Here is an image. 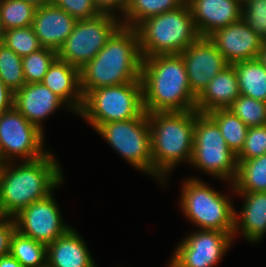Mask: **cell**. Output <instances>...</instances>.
Instances as JSON below:
<instances>
[{
	"mask_svg": "<svg viewBox=\"0 0 266 267\" xmlns=\"http://www.w3.org/2000/svg\"><path fill=\"white\" fill-rule=\"evenodd\" d=\"M142 60L136 28L121 25L97 55L79 69L83 97L100 87L141 81Z\"/></svg>",
	"mask_w": 266,
	"mask_h": 267,
	"instance_id": "obj_1",
	"label": "cell"
},
{
	"mask_svg": "<svg viewBox=\"0 0 266 267\" xmlns=\"http://www.w3.org/2000/svg\"><path fill=\"white\" fill-rule=\"evenodd\" d=\"M141 81L147 113L195 110L197 97L180 54L143 58Z\"/></svg>",
	"mask_w": 266,
	"mask_h": 267,
	"instance_id": "obj_2",
	"label": "cell"
},
{
	"mask_svg": "<svg viewBox=\"0 0 266 267\" xmlns=\"http://www.w3.org/2000/svg\"><path fill=\"white\" fill-rule=\"evenodd\" d=\"M51 154L17 167L5 163L0 170V209L4 216L14 217L33 202L48 197L61 183V169Z\"/></svg>",
	"mask_w": 266,
	"mask_h": 267,
	"instance_id": "obj_3",
	"label": "cell"
},
{
	"mask_svg": "<svg viewBox=\"0 0 266 267\" xmlns=\"http://www.w3.org/2000/svg\"><path fill=\"white\" fill-rule=\"evenodd\" d=\"M147 115L151 132L152 175L163 181L177 163L191 161L195 110L152 112Z\"/></svg>",
	"mask_w": 266,
	"mask_h": 267,
	"instance_id": "obj_4",
	"label": "cell"
},
{
	"mask_svg": "<svg viewBox=\"0 0 266 267\" xmlns=\"http://www.w3.org/2000/svg\"><path fill=\"white\" fill-rule=\"evenodd\" d=\"M136 30L142 58L180 54L201 37L186 1L174 10L145 19Z\"/></svg>",
	"mask_w": 266,
	"mask_h": 267,
	"instance_id": "obj_5",
	"label": "cell"
},
{
	"mask_svg": "<svg viewBox=\"0 0 266 267\" xmlns=\"http://www.w3.org/2000/svg\"><path fill=\"white\" fill-rule=\"evenodd\" d=\"M144 111L142 81H134L89 91L78 114L96 129L107 122L137 118Z\"/></svg>",
	"mask_w": 266,
	"mask_h": 267,
	"instance_id": "obj_6",
	"label": "cell"
},
{
	"mask_svg": "<svg viewBox=\"0 0 266 267\" xmlns=\"http://www.w3.org/2000/svg\"><path fill=\"white\" fill-rule=\"evenodd\" d=\"M181 206L190 221L201 229L227 232L235 237L236 210L229 198L214 191L201 180L190 178L185 181Z\"/></svg>",
	"mask_w": 266,
	"mask_h": 267,
	"instance_id": "obj_7",
	"label": "cell"
},
{
	"mask_svg": "<svg viewBox=\"0 0 266 267\" xmlns=\"http://www.w3.org/2000/svg\"><path fill=\"white\" fill-rule=\"evenodd\" d=\"M195 167L224 180L234 182L237 158L228 148L217 124L207 115L195 110L193 154Z\"/></svg>",
	"mask_w": 266,
	"mask_h": 267,
	"instance_id": "obj_8",
	"label": "cell"
},
{
	"mask_svg": "<svg viewBox=\"0 0 266 267\" xmlns=\"http://www.w3.org/2000/svg\"><path fill=\"white\" fill-rule=\"evenodd\" d=\"M95 130L133 167L152 175L151 132L146 111L130 120L100 124Z\"/></svg>",
	"mask_w": 266,
	"mask_h": 267,
	"instance_id": "obj_9",
	"label": "cell"
},
{
	"mask_svg": "<svg viewBox=\"0 0 266 267\" xmlns=\"http://www.w3.org/2000/svg\"><path fill=\"white\" fill-rule=\"evenodd\" d=\"M121 25L116 15L106 13L77 20L72 33L57 51L58 58L81 69L97 55Z\"/></svg>",
	"mask_w": 266,
	"mask_h": 267,
	"instance_id": "obj_10",
	"label": "cell"
},
{
	"mask_svg": "<svg viewBox=\"0 0 266 267\" xmlns=\"http://www.w3.org/2000/svg\"><path fill=\"white\" fill-rule=\"evenodd\" d=\"M43 134L14 106L0 113V153L5 162H10L16 155L24 157V161H34L47 155L49 152L42 149Z\"/></svg>",
	"mask_w": 266,
	"mask_h": 267,
	"instance_id": "obj_11",
	"label": "cell"
},
{
	"mask_svg": "<svg viewBox=\"0 0 266 267\" xmlns=\"http://www.w3.org/2000/svg\"><path fill=\"white\" fill-rule=\"evenodd\" d=\"M227 232L201 229L179 243L169 267H212L226 253L233 240Z\"/></svg>",
	"mask_w": 266,
	"mask_h": 267,
	"instance_id": "obj_12",
	"label": "cell"
},
{
	"mask_svg": "<svg viewBox=\"0 0 266 267\" xmlns=\"http://www.w3.org/2000/svg\"><path fill=\"white\" fill-rule=\"evenodd\" d=\"M14 219L17 231L46 246L71 228L64 224L53 194L23 208Z\"/></svg>",
	"mask_w": 266,
	"mask_h": 267,
	"instance_id": "obj_13",
	"label": "cell"
},
{
	"mask_svg": "<svg viewBox=\"0 0 266 267\" xmlns=\"http://www.w3.org/2000/svg\"><path fill=\"white\" fill-rule=\"evenodd\" d=\"M192 93L198 97L208 83L229 64L208 37H200L180 53Z\"/></svg>",
	"mask_w": 266,
	"mask_h": 267,
	"instance_id": "obj_14",
	"label": "cell"
},
{
	"mask_svg": "<svg viewBox=\"0 0 266 267\" xmlns=\"http://www.w3.org/2000/svg\"><path fill=\"white\" fill-rule=\"evenodd\" d=\"M228 64L256 59L265 40L257 35L242 19L208 36Z\"/></svg>",
	"mask_w": 266,
	"mask_h": 267,
	"instance_id": "obj_15",
	"label": "cell"
},
{
	"mask_svg": "<svg viewBox=\"0 0 266 267\" xmlns=\"http://www.w3.org/2000/svg\"><path fill=\"white\" fill-rule=\"evenodd\" d=\"M201 37L242 19V0H186Z\"/></svg>",
	"mask_w": 266,
	"mask_h": 267,
	"instance_id": "obj_16",
	"label": "cell"
},
{
	"mask_svg": "<svg viewBox=\"0 0 266 267\" xmlns=\"http://www.w3.org/2000/svg\"><path fill=\"white\" fill-rule=\"evenodd\" d=\"M77 19L50 3L36 7L32 28L43 48L58 51L72 33Z\"/></svg>",
	"mask_w": 266,
	"mask_h": 267,
	"instance_id": "obj_17",
	"label": "cell"
},
{
	"mask_svg": "<svg viewBox=\"0 0 266 267\" xmlns=\"http://www.w3.org/2000/svg\"><path fill=\"white\" fill-rule=\"evenodd\" d=\"M66 103L42 82L26 83L14 92L13 106L33 125L43 131L42 120Z\"/></svg>",
	"mask_w": 266,
	"mask_h": 267,
	"instance_id": "obj_18",
	"label": "cell"
},
{
	"mask_svg": "<svg viewBox=\"0 0 266 267\" xmlns=\"http://www.w3.org/2000/svg\"><path fill=\"white\" fill-rule=\"evenodd\" d=\"M238 77L234 66L229 64L208 83L196 98L195 110L208 114L218 109H228L239 97Z\"/></svg>",
	"mask_w": 266,
	"mask_h": 267,
	"instance_id": "obj_19",
	"label": "cell"
},
{
	"mask_svg": "<svg viewBox=\"0 0 266 267\" xmlns=\"http://www.w3.org/2000/svg\"><path fill=\"white\" fill-rule=\"evenodd\" d=\"M42 83L60 97L68 107L79 113L83 104L80 75L77 67L58 57L50 65Z\"/></svg>",
	"mask_w": 266,
	"mask_h": 267,
	"instance_id": "obj_20",
	"label": "cell"
},
{
	"mask_svg": "<svg viewBox=\"0 0 266 267\" xmlns=\"http://www.w3.org/2000/svg\"><path fill=\"white\" fill-rule=\"evenodd\" d=\"M77 231L70 228L47 246L48 267H97Z\"/></svg>",
	"mask_w": 266,
	"mask_h": 267,
	"instance_id": "obj_21",
	"label": "cell"
},
{
	"mask_svg": "<svg viewBox=\"0 0 266 267\" xmlns=\"http://www.w3.org/2000/svg\"><path fill=\"white\" fill-rule=\"evenodd\" d=\"M237 194L245 196V203L240 211L241 218L235 212L234 235L237 234L238 227H241L243 235L249 242L260 241L266 233V192H238Z\"/></svg>",
	"mask_w": 266,
	"mask_h": 267,
	"instance_id": "obj_22",
	"label": "cell"
},
{
	"mask_svg": "<svg viewBox=\"0 0 266 267\" xmlns=\"http://www.w3.org/2000/svg\"><path fill=\"white\" fill-rule=\"evenodd\" d=\"M238 77L240 95L266 102V68L256 58L232 64Z\"/></svg>",
	"mask_w": 266,
	"mask_h": 267,
	"instance_id": "obj_23",
	"label": "cell"
},
{
	"mask_svg": "<svg viewBox=\"0 0 266 267\" xmlns=\"http://www.w3.org/2000/svg\"><path fill=\"white\" fill-rule=\"evenodd\" d=\"M237 163V176L232 183L234 191L266 192V154Z\"/></svg>",
	"mask_w": 266,
	"mask_h": 267,
	"instance_id": "obj_24",
	"label": "cell"
},
{
	"mask_svg": "<svg viewBox=\"0 0 266 267\" xmlns=\"http://www.w3.org/2000/svg\"><path fill=\"white\" fill-rule=\"evenodd\" d=\"M186 0H128L124 11L123 26L136 28L142 21L152 16L174 10Z\"/></svg>",
	"mask_w": 266,
	"mask_h": 267,
	"instance_id": "obj_25",
	"label": "cell"
},
{
	"mask_svg": "<svg viewBox=\"0 0 266 267\" xmlns=\"http://www.w3.org/2000/svg\"><path fill=\"white\" fill-rule=\"evenodd\" d=\"M219 127L228 148L237 155L243 148L249 127L228 109L207 114Z\"/></svg>",
	"mask_w": 266,
	"mask_h": 267,
	"instance_id": "obj_26",
	"label": "cell"
},
{
	"mask_svg": "<svg viewBox=\"0 0 266 267\" xmlns=\"http://www.w3.org/2000/svg\"><path fill=\"white\" fill-rule=\"evenodd\" d=\"M10 254L24 267L47 265V246L17 230L11 240Z\"/></svg>",
	"mask_w": 266,
	"mask_h": 267,
	"instance_id": "obj_27",
	"label": "cell"
},
{
	"mask_svg": "<svg viewBox=\"0 0 266 267\" xmlns=\"http://www.w3.org/2000/svg\"><path fill=\"white\" fill-rule=\"evenodd\" d=\"M36 7L24 0H0V18L4 30L32 26Z\"/></svg>",
	"mask_w": 266,
	"mask_h": 267,
	"instance_id": "obj_28",
	"label": "cell"
},
{
	"mask_svg": "<svg viewBox=\"0 0 266 267\" xmlns=\"http://www.w3.org/2000/svg\"><path fill=\"white\" fill-rule=\"evenodd\" d=\"M0 78L13 92L21 89L25 84L22 57L4 43L0 44Z\"/></svg>",
	"mask_w": 266,
	"mask_h": 267,
	"instance_id": "obj_29",
	"label": "cell"
},
{
	"mask_svg": "<svg viewBox=\"0 0 266 267\" xmlns=\"http://www.w3.org/2000/svg\"><path fill=\"white\" fill-rule=\"evenodd\" d=\"M57 57V51L43 47L22 57L23 74L26 83L42 82L44 75Z\"/></svg>",
	"mask_w": 266,
	"mask_h": 267,
	"instance_id": "obj_30",
	"label": "cell"
},
{
	"mask_svg": "<svg viewBox=\"0 0 266 267\" xmlns=\"http://www.w3.org/2000/svg\"><path fill=\"white\" fill-rule=\"evenodd\" d=\"M228 110L248 127L266 125V102L239 95Z\"/></svg>",
	"mask_w": 266,
	"mask_h": 267,
	"instance_id": "obj_31",
	"label": "cell"
},
{
	"mask_svg": "<svg viewBox=\"0 0 266 267\" xmlns=\"http://www.w3.org/2000/svg\"><path fill=\"white\" fill-rule=\"evenodd\" d=\"M4 44L20 57L27 56L42 48L32 26L6 30Z\"/></svg>",
	"mask_w": 266,
	"mask_h": 267,
	"instance_id": "obj_32",
	"label": "cell"
},
{
	"mask_svg": "<svg viewBox=\"0 0 266 267\" xmlns=\"http://www.w3.org/2000/svg\"><path fill=\"white\" fill-rule=\"evenodd\" d=\"M242 20L266 40V0H242Z\"/></svg>",
	"mask_w": 266,
	"mask_h": 267,
	"instance_id": "obj_33",
	"label": "cell"
},
{
	"mask_svg": "<svg viewBox=\"0 0 266 267\" xmlns=\"http://www.w3.org/2000/svg\"><path fill=\"white\" fill-rule=\"evenodd\" d=\"M266 154V125L249 127L241 151L236 155L237 161L249 160Z\"/></svg>",
	"mask_w": 266,
	"mask_h": 267,
	"instance_id": "obj_34",
	"label": "cell"
},
{
	"mask_svg": "<svg viewBox=\"0 0 266 267\" xmlns=\"http://www.w3.org/2000/svg\"><path fill=\"white\" fill-rule=\"evenodd\" d=\"M53 3L77 20L93 18L100 14L93 0H53Z\"/></svg>",
	"mask_w": 266,
	"mask_h": 267,
	"instance_id": "obj_35",
	"label": "cell"
},
{
	"mask_svg": "<svg viewBox=\"0 0 266 267\" xmlns=\"http://www.w3.org/2000/svg\"><path fill=\"white\" fill-rule=\"evenodd\" d=\"M16 230L14 217L0 218V257L10 254L11 240Z\"/></svg>",
	"mask_w": 266,
	"mask_h": 267,
	"instance_id": "obj_36",
	"label": "cell"
},
{
	"mask_svg": "<svg viewBox=\"0 0 266 267\" xmlns=\"http://www.w3.org/2000/svg\"><path fill=\"white\" fill-rule=\"evenodd\" d=\"M128 0H93L95 7L100 13L115 15V9H119L124 15Z\"/></svg>",
	"mask_w": 266,
	"mask_h": 267,
	"instance_id": "obj_37",
	"label": "cell"
},
{
	"mask_svg": "<svg viewBox=\"0 0 266 267\" xmlns=\"http://www.w3.org/2000/svg\"><path fill=\"white\" fill-rule=\"evenodd\" d=\"M14 92L0 78V113L13 107Z\"/></svg>",
	"mask_w": 266,
	"mask_h": 267,
	"instance_id": "obj_38",
	"label": "cell"
},
{
	"mask_svg": "<svg viewBox=\"0 0 266 267\" xmlns=\"http://www.w3.org/2000/svg\"><path fill=\"white\" fill-rule=\"evenodd\" d=\"M0 267H24L11 254L0 257Z\"/></svg>",
	"mask_w": 266,
	"mask_h": 267,
	"instance_id": "obj_39",
	"label": "cell"
},
{
	"mask_svg": "<svg viewBox=\"0 0 266 267\" xmlns=\"http://www.w3.org/2000/svg\"><path fill=\"white\" fill-rule=\"evenodd\" d=\"M33 4L35 7H41L50 3H53V0H24Z\"/></svg>",
	"mask_w": 266,
	"mask_h": 267,
	"instance_id": "obj_40",
	"label": "cell"
},
{
	"mask_svg": "<svg viewBox=\"0 0 266 267\" xmlns=\"http://www.w3.org/2000/svg\"><path fill=\"white\" fill-rule=\"evenodd\" d=\"M257 59L262 63L266 68V44L263 45V48L259 51Z\"/></svg>",
	"mask_w": 266,
	"mask_h": 267,
	"instance_id": "obj_41",
	"label": "cell"
},
{
	"mask_svg": "<svg viewBox=\"0 0 266 267\" xmlns=\"http://www.w3.org/2000/svg\"><path fill=\"white\" fill-rule=\"evenodd\" d=\"M4 35H5V30L3 28L1 18H0V44L4 43Z\"/></svg>",
	"mask_w": 266,
	"mask_h": 267,
	"instance_id": "obj_42",
	"label": "cell"
},
{
	"mask_svg": "<svg viewBox=\"0 0 266 267\" xmlns=\"http://www.w3.org/2000/svg\"><path fill=\"white\" fill-rule=\"evenodd\" d=\"M5 163L6 162L4 161V159L2 158L1 153H0V170L4 167Z\"/></svg>",
	"mask_w": 266,
	"mask_h": 267,
	"instance_id": "obj_43",
	"label": "cell"
},
{
	"mask_svg": "<svg viewBox=\"0 0 266 267\" xmlns=\"http://www.w3.org/2000/svg\"><path fill=\"white\" fill-rule=\"evenodd\" d=\"M4 215L3 213L1 212V209H0V218H2Z\"/></svg>",
	"mask_w": 266,
	"mask_h": 267,
	"instance_id": "obj_44",
	"label": "cell"
}]
</instances>
